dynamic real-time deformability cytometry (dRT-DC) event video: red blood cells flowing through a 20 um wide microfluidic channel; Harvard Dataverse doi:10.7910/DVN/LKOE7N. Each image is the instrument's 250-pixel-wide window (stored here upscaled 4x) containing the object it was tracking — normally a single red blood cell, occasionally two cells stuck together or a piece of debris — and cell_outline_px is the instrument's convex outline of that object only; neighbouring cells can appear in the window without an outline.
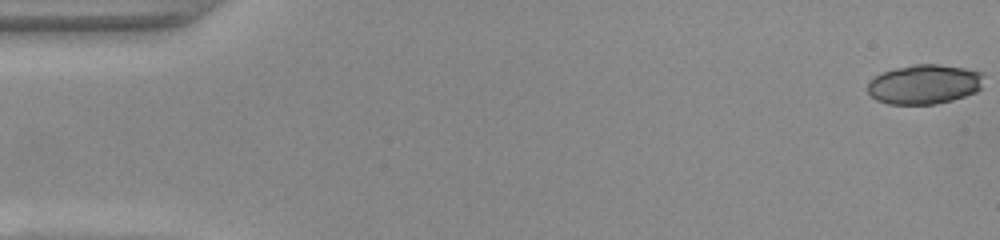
{"species": "common noctule bat (a hibernating species)", "species_latin": "Nyctalus noctula", "temperature_condition": "warm", "stored_images_in_passage": 49, "segment_of_instrument_passage": [1, 2], "camera_frame_rate_fps": 3000, "um_per_image_px": 0.085, "animal": {"sex": "female", "body_mass_g": 22.0, "forearm_length_mm": 56.7}, "frame": {"image": 1, "passage_image": 1, "time_ms": 0.0, "image_size_px": [1000, 240], "cell_outline_px": [[984, 72], [980, 88], [976, 92], [952, 100], [936, 104], [888, 104], [876, 100], [868, 92], [868, 84], [876, 76], [884, 72], [896, 68], [916, 64], [936, 64], [964, 68]], "centroid_in_image_um": [78.59, 7.17], "position_along_channel_um": 6.4, "area_um2": 26.59}}
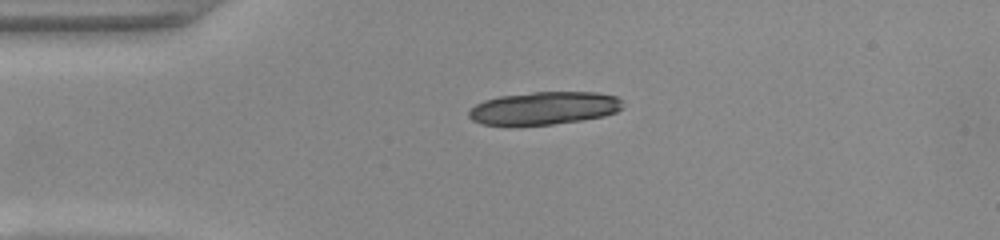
{"frame": {"image": 2, "passage_image": 12, "time_ms": 3.667, "image_size_px": [1000, 240], "cell_outline_px": [[624, 108], [616, 112], [604, 116], [580, 120], [552, 124], [516, 128], [512, 128], [480, 124], [472, 120], [468, 116], [468, 112], [476, 104], [484, 100], [500, 96], [532, 92], [596, 92], [616, 96], [620, 100]], "centroid_in_image_um": [46.18, 9.23], "position_along_channel_um": 38.8, "area_um2": 30.29}}